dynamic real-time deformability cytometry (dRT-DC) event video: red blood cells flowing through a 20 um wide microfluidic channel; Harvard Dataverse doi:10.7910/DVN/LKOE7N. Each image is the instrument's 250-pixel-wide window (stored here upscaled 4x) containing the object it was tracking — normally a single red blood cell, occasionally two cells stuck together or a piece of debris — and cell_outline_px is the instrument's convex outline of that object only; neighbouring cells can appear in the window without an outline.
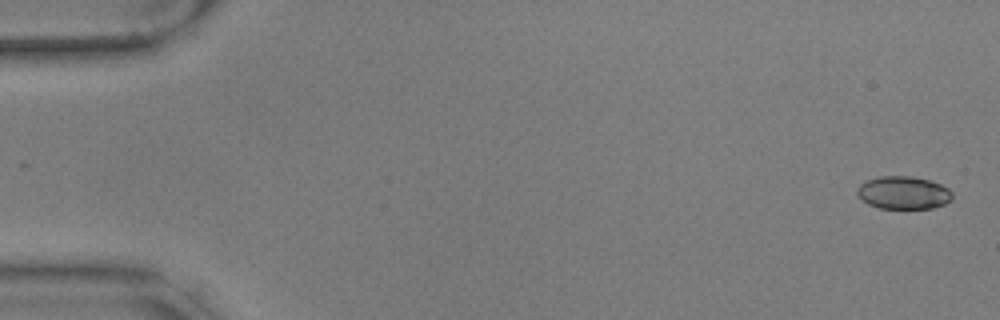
{"species": "common noctule bat (a hibernating species)", "species_latin": "Nyctalus noctula", "temperature_condition": "warm", "stored_images_in_passage": 58, "camera_frame_rate_fps": 3000, "um_per_image_px": 0.085, "animal": {"sex": "male", "body_mass_g": 17.9, "forearm_length_mm": 54.2}, "frame": {"image": 1, "passage_image": 2, "time_ms": 0.333, "image_size_px": [1000, 320], "cell_outline_px": [[952, 200], [944, 204], [932, 208], [880, 208], [868, 204], [856, 192], [856, 188], [860, 184], [868, 180], [880, 176], [912, 176], [928, 180], [940, 184], [948, 188], [952, 192]], "centroid_in_image_um": [76.8, 16.37], "position_along_channel_um": 8.2, "area_um2": 18.09}}
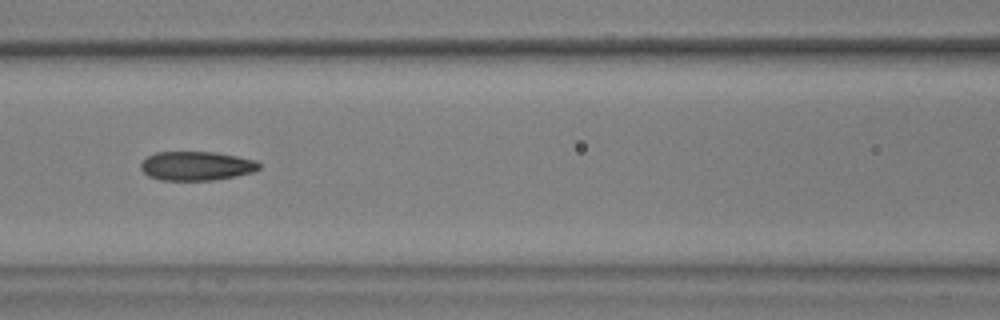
{"frame": {"image": 2, "passage_image": 26, "time_ms": 8.333, "image_size_px": [1000, 320], "cell_outline_px": [[260, 168], [256, 172], [236, 176], [212, 180], [160, 180], [148, 176], [140, 168], [140, 164], [148, 156], [156, 152], [216, 152], [256, 160], [260, 164]], "centroid_in_image_um": [16.72, 14.1], "position_along_channel_um": 149.9, "area_um2": 20.11}}
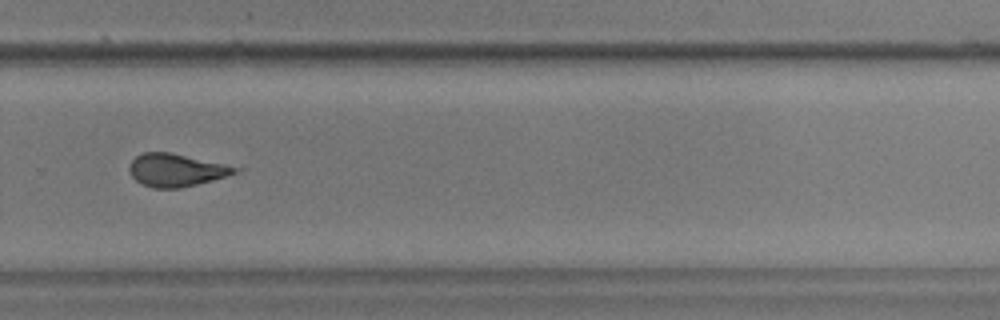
{"frame": {"image": 3, "passage_image": 40, "time_ms": 13.0, "image_size_px": [1000, 320], "cell_outline_px": [[244, 168], [240, 172], [212, 180], [180, 188], [152, 188], [136, 180], [132, 176], [128, 168], [132, 160], [136, 156], [144, 152], [172, 152]], "centroid_in_image_um": [15.01, 14.44], "position_along_channel_um": 314.8, "area_um2": 20.29}, "authors_computed_cell_mechanics": {"area_um2": 20.4034, "velocity_mm_per_s": 3.5474, "shape_relaxation_time_tau1_ms": 6.3438, "shape_relaxation_time_tau2_ms": 4.6978, "deformation_change_tau1": 0.1359, "deformation_change_tau2": 0.1482}}